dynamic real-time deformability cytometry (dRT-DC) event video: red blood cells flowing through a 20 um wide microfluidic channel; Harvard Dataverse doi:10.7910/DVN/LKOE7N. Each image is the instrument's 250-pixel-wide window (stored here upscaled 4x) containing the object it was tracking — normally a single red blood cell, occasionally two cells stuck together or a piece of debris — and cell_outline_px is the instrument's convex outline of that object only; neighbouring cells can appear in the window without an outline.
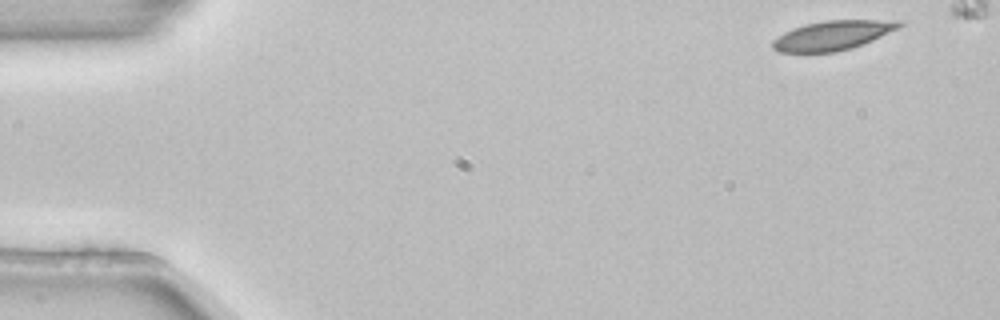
{"species": "common noctule bat (a hibernating species)", "species_latin": "Nyctalus noctula", "temperature_condition": "room temperature", "stored_images_in_passage": 5, "camera_frame_rate_fps": 3000, "um_per_image_px": 0.085, "animal": {"sex": "female", "body_mass_g": 22.7, "forearm_length_mm": 54.2}, "frame": {"image": 1, "passage_image": 1, "time_ms": 0.0, "image_size_px": [1000, 320], "cell_outline_px": [[904, 24], [900, 28], [872, 40], [852, 48], [836, 52], [780, 52], [772, 48], [772, 40], [784, 32], [792, 28], [804, 24], [828, 20], [904, 20]], "centroid_in_image_um": [70.8, 3.0], "position_along_channel_um": 14.2, "area_um2": 21.79}}